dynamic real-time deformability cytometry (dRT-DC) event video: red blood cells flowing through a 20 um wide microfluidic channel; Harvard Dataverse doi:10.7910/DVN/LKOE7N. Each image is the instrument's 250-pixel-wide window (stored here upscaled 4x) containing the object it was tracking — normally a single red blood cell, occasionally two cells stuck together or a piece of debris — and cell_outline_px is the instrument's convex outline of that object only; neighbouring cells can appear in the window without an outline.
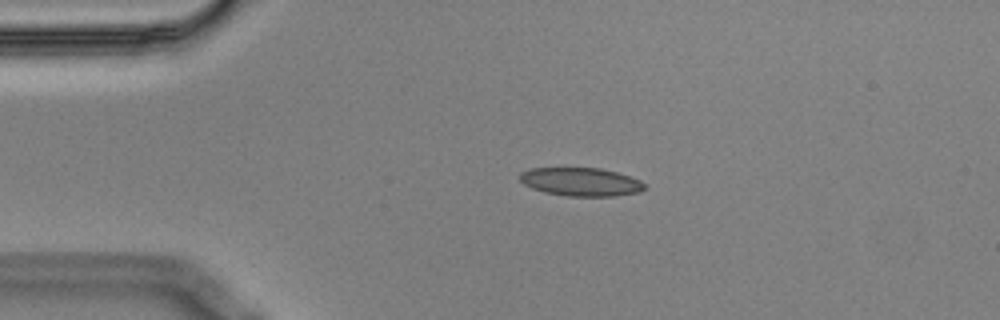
{"species": "Egyptian fruit bat (a non-hibernating species)", "species_latin": "Rousettus aegyptiacus", "temperature_condition": "cold", "stored_images_in_passage": 20, "camera_frame_rate_fps": 3000, "um_per_image_px": 0.085, "animal": {"sex": "male"}, "frame": {"image": 1, "passage_image": 1, "time_ms": 0.0, "image_size_px": [1000, 320], "cell_outline_px": [[644, 188], [640, 192], [616, 196], [568, 196], [544, 192], [532, 188], [524, 184], [520, 180], [520, 172], [528, 168], [600, 168], [616, 172], [640, 180], [644, 184]], "centroid_in_image_um": [49.35, 15.45], "position_along_channel_um": 35.7, "area_um2": 20.58}}
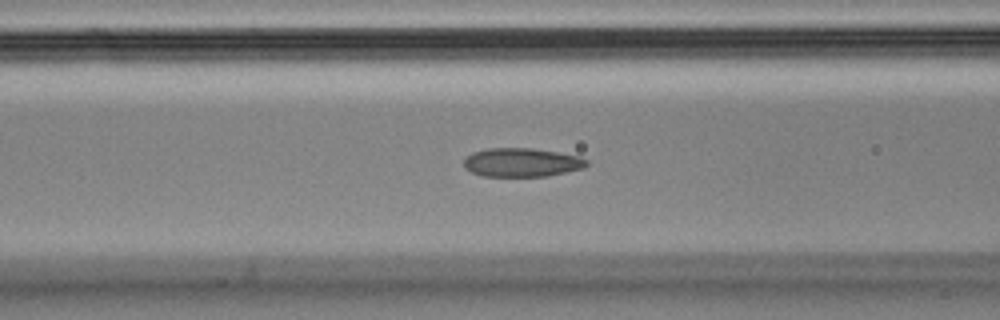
{"frame": {"image": 2, "passage_image": 11, "time_ms": 3.333, "image_size_px": [1000, 320], "cell_outline_px": [[588, 164], [584, 168], [548, 176], [484, 176], [472, 172], [464, 168], [464, 160], [472, 152], [488, 148], [532, 148], [580, 156], [588, 160]], "centroid_in_image_um": [44.36, 13.8], "position_along_channel_um": 122.2, "area_um2": 20.58}}
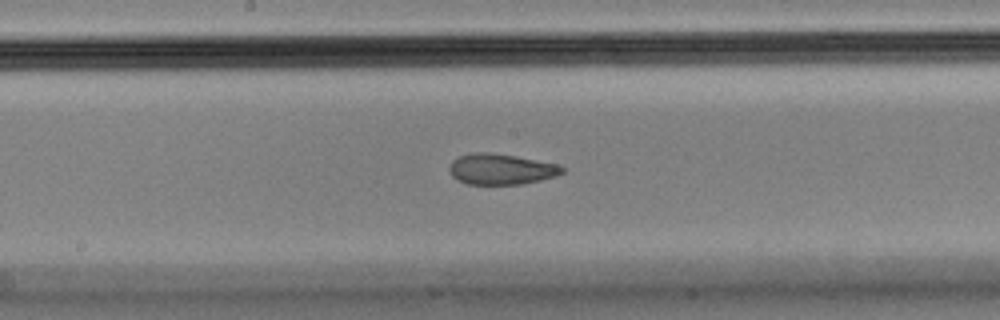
{"frame": {"image": 3, "passage_image": 18, "time_ms": 5.667, "image_size_px": [1000, 320], "cell_outline_px": [[564, 172], [556, 176], [524, 184], [468, 184], [456, 180], [452, 176], [448, 168], [452, 160], [460, 156], [476, 152], [492, 152], [516, 156], [556, 164], [564, 168]], "centroid_in_image_um": [42.56, 14.38], "position_along_channel_um": 205.6, "area_um2": 20.23}}